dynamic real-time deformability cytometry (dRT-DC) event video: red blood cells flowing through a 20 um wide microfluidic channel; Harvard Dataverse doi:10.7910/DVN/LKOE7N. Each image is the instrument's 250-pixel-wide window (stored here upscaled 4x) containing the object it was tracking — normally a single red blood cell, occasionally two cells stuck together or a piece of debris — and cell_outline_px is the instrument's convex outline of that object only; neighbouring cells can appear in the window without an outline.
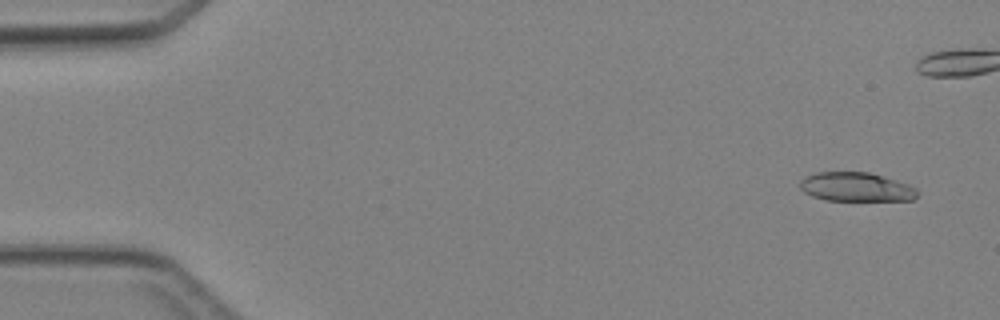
{"species": "Egyptian fruit bat (a non-hibernating species)", "species_latin": "Rousettus aegyptiacus", "temperature_condition": "cold", "stored_images_in_passage": 6, "camera_frame_rate_fps": 3000, "um_per_image_px": 0.085, "animal": {"sex": "female"}, "frame": {"image": 1, "passage_image": 1, "time_ms": 0.0, "image_size_px": [1000, 320], "cell_outline_px": [[920, 192], [912, 200], [824, 200], [812, 196], [804, 192], [800, 188], [800, 180], [804, 176], [816, 172], [868, 172], [896, 180], [908, 184], [916, 188]], "centroid_in_image_um": [72.75, 15.89], "position_along_channel_um": 12.3, "area_um2": 19.88}}
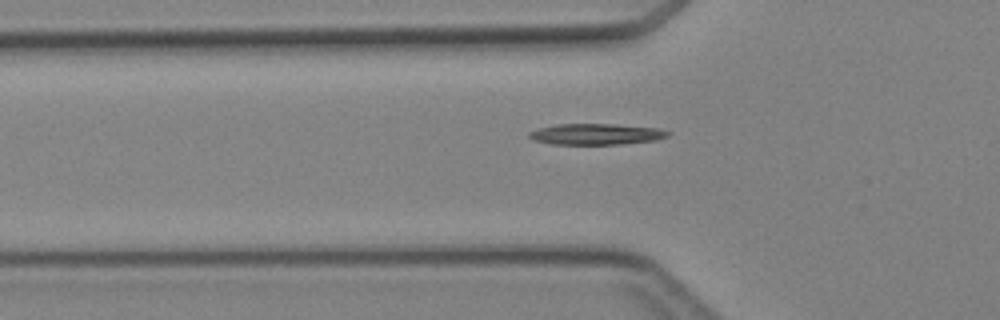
{"frame": {"image": 2, "passage_image": 5, "time_ms": 5.667, "image_size_px": [1000, 320], "cell_outline_px": [[672, 132], [668, 136], [656, 140], [620, 144], [552, 144], [532, 140], [528, 136], [528, 132], [540, 128], [556, 124], [616, 124], [660, 128]], "centroid_in_image_um": [50.69, 11.4], "position_along_channel_um": 75.1, "area_um2": 17.11}}
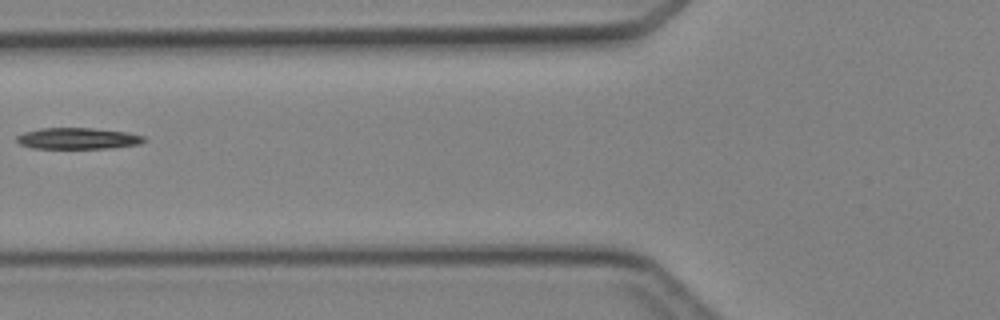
{"frame": {"image": 3, "passage_image": 6, "time_ms": 6.667, "image_size_px": [1000, 320], "cell_outline_px": [[148, 140], [140, 144], [112, 148], [32, 148], [20, 144], [16, 140], [16, 136], [24, 132], [40, 128], [92, 128], [128, 132], [144, 136]], "centroid_in_image_um": [6.65, 11.76], "position_along_channel_um": 119.2, "area_um2": 15.9}}